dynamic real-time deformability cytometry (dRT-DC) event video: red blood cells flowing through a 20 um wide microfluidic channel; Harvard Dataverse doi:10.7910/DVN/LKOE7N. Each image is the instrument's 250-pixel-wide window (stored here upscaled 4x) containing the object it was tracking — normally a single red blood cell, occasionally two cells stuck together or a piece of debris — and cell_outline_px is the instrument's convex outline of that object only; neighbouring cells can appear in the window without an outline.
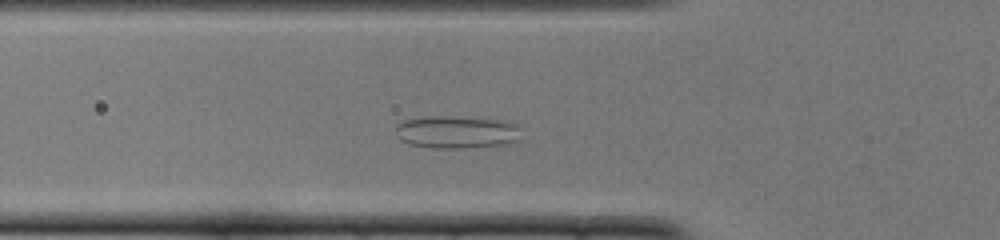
{"species": "common noctule bat (a hibernating species)", "species_latin": "Nyctalus noctula", "temperature_condition": "cold", "stored_images_in_passage": 44, "camera_frame_rate_fps": 3000, "um_per_image_px": 0.085, "animal": {"sex": "female", "body_mass_g": 22.0, "forearm_length_mm": 56.7}, "frame": {"image": 1, "passage_image": 10, "time_ms": 3.0, "image_size_px": [1000, 240], "cell_outline_px": [[520, 128], [516, 140], [500, 144], [468, 148], [432, 148], [408, 144], [400, 140], [396, 128], [396, 124], [404, 120], [428, 116], [448, 116], [496, 120], [512, 124]], "centroid_in_image_um": [38.71, 11.23], "position_along_channel_um": 87.1, "area_um2": 23.35}}
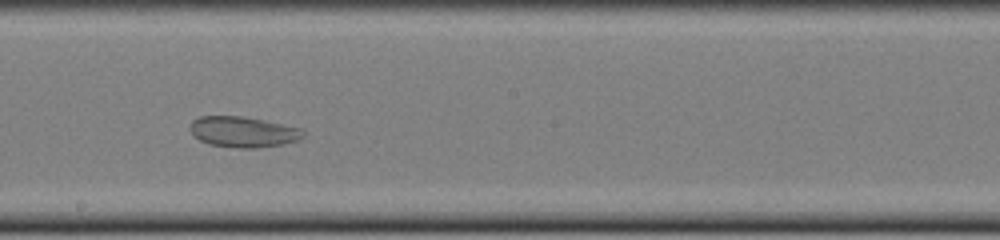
{"frame": {"image": 2, "passage_image": 21, "time_ms": 6.667, "image_size_px": [1000, 240], "cell_outline_px": [[308, 132], [300, 140], [280, 144], [256, 148], [240, 148], [212, 144], [200, 140], [192, 132], [192, 120], [200, 116], [244, 116], [304, 128]], "centroid_in_image_um": [20.77, 11.19], "position_along_channel_um": 227.4, "area_um2": 20.17}}
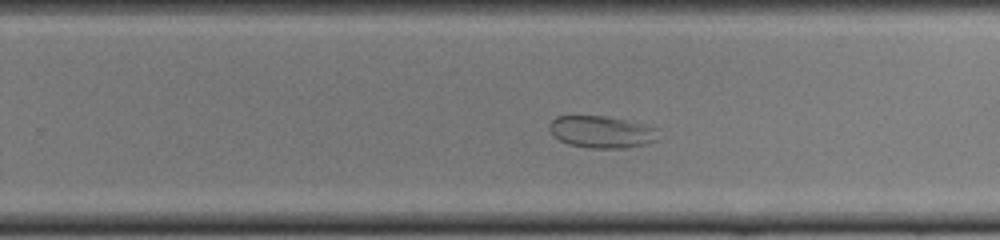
{"frame": {"image": 3, "passage_image": 25, "time_ms": 8.0, "image_size_px": [1000, 240], "cell_outline_px": [[660, 128], [656, 140], [644, 144], [624, 148], [588, 148], [568, 144], [560, 140], [548, 128], [552, 120], [556, 116], [608, 116]], "centroid_in_image_um": [51.16, 11.21], "position_along_channel_um": 278.6, "area_um2": 20.29}}